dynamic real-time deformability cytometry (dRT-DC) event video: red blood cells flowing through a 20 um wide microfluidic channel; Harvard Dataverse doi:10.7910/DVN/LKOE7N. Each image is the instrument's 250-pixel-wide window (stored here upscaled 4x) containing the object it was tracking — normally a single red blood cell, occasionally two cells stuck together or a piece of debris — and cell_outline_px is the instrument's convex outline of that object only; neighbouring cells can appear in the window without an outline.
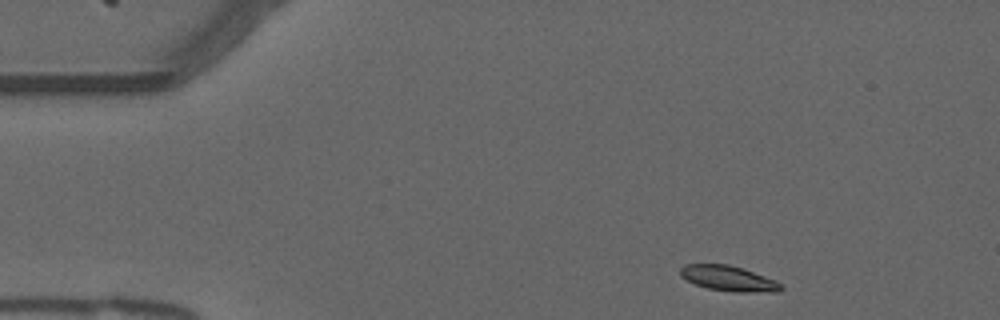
{"species": "common noctule bat (a hibernating species)", "species_latin": "Nyctalus noctula", "temperature_condition": "warm", "stored_images_in_passage": 48, "camera_frame_rate_fps": 3000, "um_per_image_px": 0.085, "animal": {"sex": "male", "forearm_length_mm": 52.5}, "frame": {"image": 1, "passage_image": 1, "time_ms": 0.0, "image_size_px": [1000, 320], "cell_outline_px": [[784, 288], [780, 292], [736, 292], [708, 288], [696, 284], [680, 276], [680, 268], [684, 264], [728, 264], [744, 268], [776, 280]], "centroid_in_image_um": [61.96, 23.66], "position_along_channel_um": 23.0, "area_um2": 14.91}}
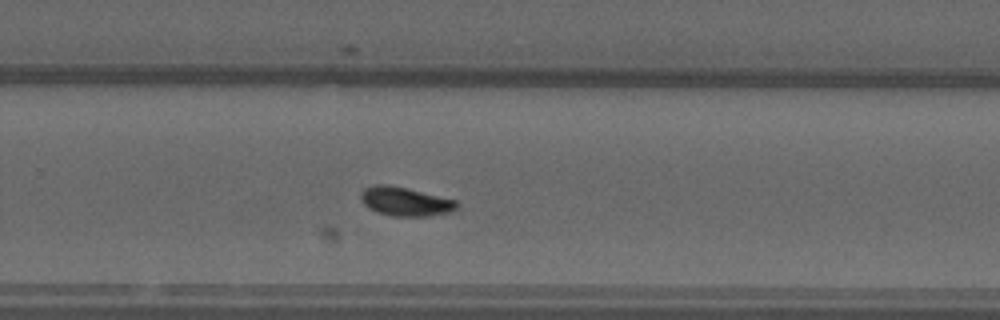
{"frame": {"image": 2, "passage_image": 29, "time_ms": 9.333, "image_size_px": [1000, 320], "cell_outline_px": [[460, 204], [452, 212], [428, 216], [392, 216], [376, 212], [368, 208], [360, 200], [360, 192], [364, 188], [376, 184], [388, 184], [408, 188], [456, 200]], "centroid_in_image_um": [34.43, 17.12], "position_along_channel_um": 295.4, "area_um2": 16.42}}
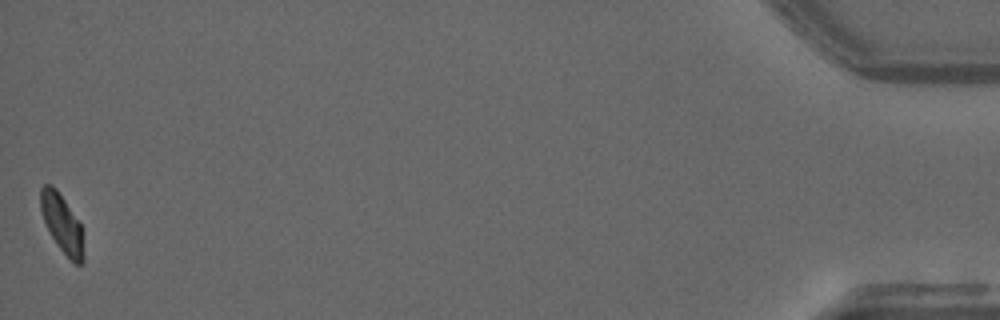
{"frame": {"image": 3, "passage_image": 48, "time_ms": 15.667, "image_size_px": [1000, 320], "cell_outline_px": [[84, 260], [80, 264], [76, 264], [60, 248], [52, 236], [44, 220], [40, 208], [40, 188], [44, 184], [52, 184], [56, 188], [80, 224], [84, 256]], "centroid_in_image_um": [5.25, 18.96], "position_along_channel_um": 430.0, "area_um2": 14.1}, "authors_computed_cell_mechanics": {"area_um2": 15.4904, "velocity_mm_per_s": 3.7285, "shape_relaxation_time_tau1_ms": 5.5674, "shape_relaxation_time_tau2_ms": 5.994, "deformation_change_tau1": 0.1854, "deformation_change_tau2": 0.0724}}